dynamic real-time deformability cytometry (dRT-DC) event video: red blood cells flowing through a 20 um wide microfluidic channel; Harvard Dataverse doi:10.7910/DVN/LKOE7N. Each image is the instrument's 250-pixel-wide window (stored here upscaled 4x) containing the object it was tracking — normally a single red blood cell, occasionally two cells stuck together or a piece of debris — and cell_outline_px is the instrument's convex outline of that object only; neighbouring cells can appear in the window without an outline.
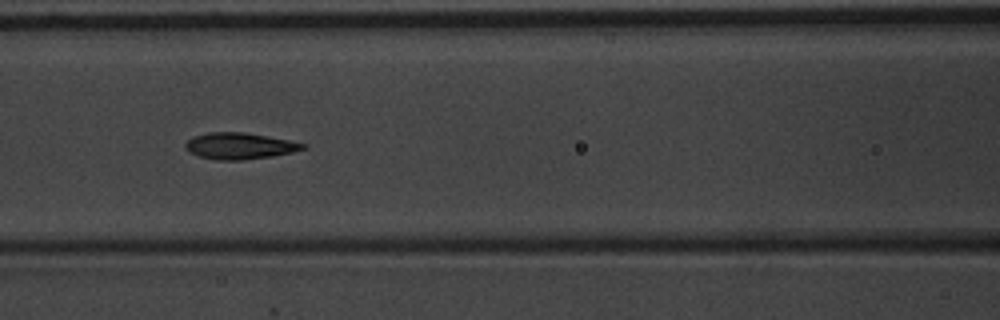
{"species": "common noctule bat (a hibernating species)", "species_latin": "Nyctalus noctula", "temperature_condition": "warm", "stored_images_in_passage": 7, "camera_frame_rate_fps": 3000, "um_per_image_px": 0.085, "animal": {"sex": "male", "body_mass_g": 20.1, "forearm_length_mm": 53.5}, "frame": {"image": 1, "passage_image": 7, "time_ms": 2.0, "image_size_px": [1000, 320], "cell_outline_px": [[308, 148], [292, 152], [272, 156], [240, 160], [216, 160], [200, 156], [188, 152], [184, 148], [184, 144], [192, 136], [208, 132], [244, 132], [268, 136], [308, 144]], "centroid_in_image_um": [20.35, 12.4], "position_along_channel_um": 146.2, "area_um2": 18.21}}